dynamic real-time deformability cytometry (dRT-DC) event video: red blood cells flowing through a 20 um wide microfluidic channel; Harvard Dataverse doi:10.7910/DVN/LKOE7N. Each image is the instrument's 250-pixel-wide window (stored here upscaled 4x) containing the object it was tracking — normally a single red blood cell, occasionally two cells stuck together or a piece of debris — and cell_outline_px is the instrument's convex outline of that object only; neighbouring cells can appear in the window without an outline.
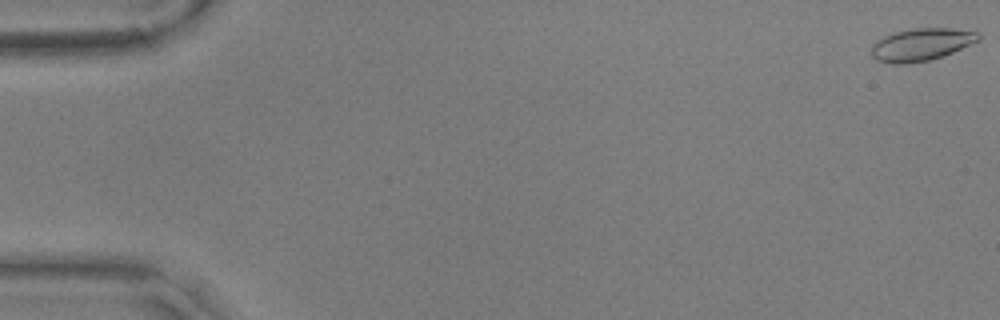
{"species": "common noctule bat (a hibernating species)", "species_latin": "Nyctalus noctula", "temperature_condition": "warm", "stored_images_in_passage": 57, "camera_frame_rate_fps": 3000, "um_per_image_px": 0.085, "animal": {"sex": "male", "body_mass_g": 17.9, "forearm_length_mm": 54.2}, "frame": {"image": 1, "passage_image": 1, "time_ms": 0.0, "image_size_px": [1000, 320], "cell_outline_px": [[980, 40], [944, 56], [928, 60], [900, 64], [892, 64], [876, 60], [872, 56], [872, 44], [876, 40], [884, 36], [896, 32], [916, 28], [952, 28], [980, 32]], "centroid_in_image_um": [78.32, 3.78], "position_along_channel_um": 6.7, "area_um2": 20.23}}
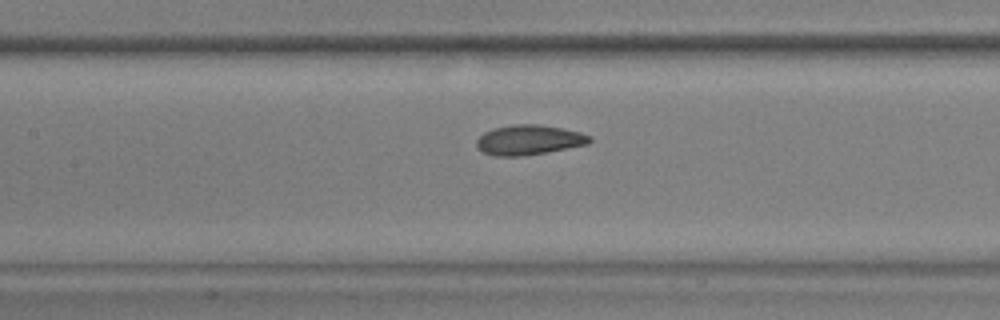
{"frame": {"image": 2, "passage_image": 27, "time_ms": 8.667, "image_size_px": [1000, 320], "cell_outline_px": [[592, 140], [588, 144], [544, 152], [520, 156], [496, 156], [484, 152], [476, 148], [476, 140], [484, 132], [492, 128], [512, 124], [536, 124], [560, 128], [580, 132], [592, 136]], "centroid_in_image_um": [44.93, 11.88], "position_along_channel_um": 162.5, "area_um2": 19.59}}
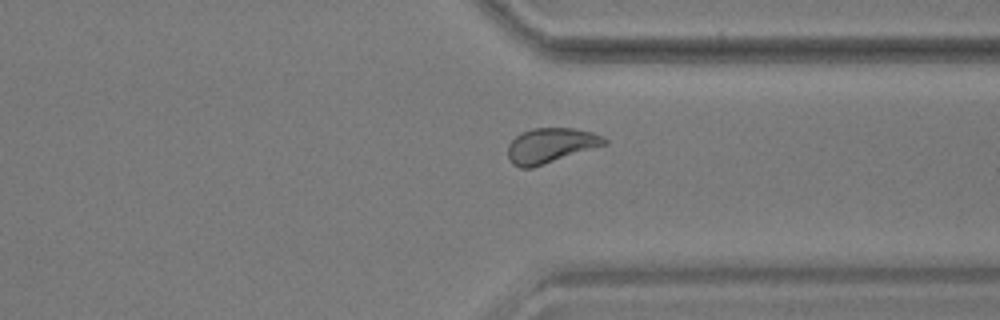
{"frame": {"image": 3, "passage_image": 44, "time_ms": 14.333, "image_size_px": [1000, 320], "cell_outline_px": [[608, 144], [532, 168], [520, 168], [512, 164], [508, 156], [508, 144], [516, 136], [532, 128], [572, 128], [592, 132], [604, 136], [608, 140]], "centroid_in_image_um": [46.83, 12.37], "position_along_channel_um": 364.6, "area_um2": 19.71}, "authors_computed_cell_mechanics": {"area_um2": 19.7676, "velocity_mm_per_s": 3.5706, "shape_relaxation_time_tau1_ms": 5.8134, "shape_relaxation_time_tau2_ms": 1.7499, "deformation_change_tau1": 0.129, "deformation_change_tau2": 0.0734}}